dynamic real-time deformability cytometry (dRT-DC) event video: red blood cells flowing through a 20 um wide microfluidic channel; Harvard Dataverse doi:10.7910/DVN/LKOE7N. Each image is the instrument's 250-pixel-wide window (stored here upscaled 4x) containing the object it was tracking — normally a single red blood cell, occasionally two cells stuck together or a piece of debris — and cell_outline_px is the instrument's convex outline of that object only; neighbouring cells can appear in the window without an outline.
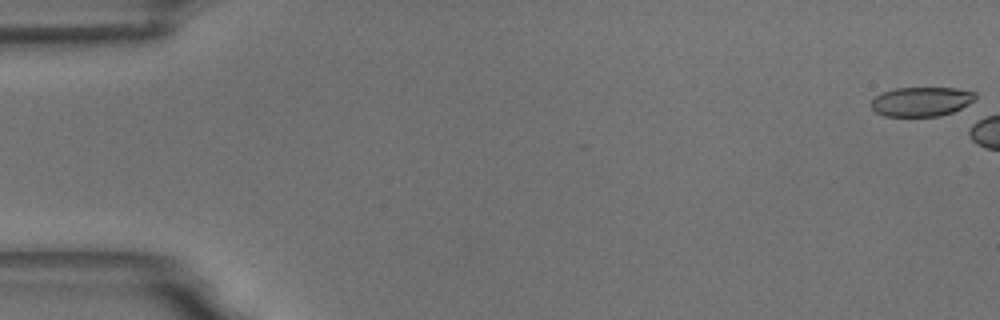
{"species": "common noctule bat (a hibernating species)", "species_latin": "Nyctalus noctula", "temperature_condition": "room temperature", "stored_images_in_passage": 3, "camera_frame_rate_fps": 3000, "um_per_image_px": 0.085, "animal": {"sex": "male", "body_mass_g": 18.8}, "frame": {"image": 1, "passage_image": 1, "time_ms": 0.0, "image_size_px": [1000, 320], "cell_outline_px": [[976, 100], [952, 112], [940, 116], [884, 116], [876, 112], [872, 108], [872, 100], [876, 96], [884, 92], [896, 88], [956, 88], [976, 92]], "centroid_in_image_um": [78.35, 8.63], "position_along_channel_um": 6.7, "area_um2": 17.74}}